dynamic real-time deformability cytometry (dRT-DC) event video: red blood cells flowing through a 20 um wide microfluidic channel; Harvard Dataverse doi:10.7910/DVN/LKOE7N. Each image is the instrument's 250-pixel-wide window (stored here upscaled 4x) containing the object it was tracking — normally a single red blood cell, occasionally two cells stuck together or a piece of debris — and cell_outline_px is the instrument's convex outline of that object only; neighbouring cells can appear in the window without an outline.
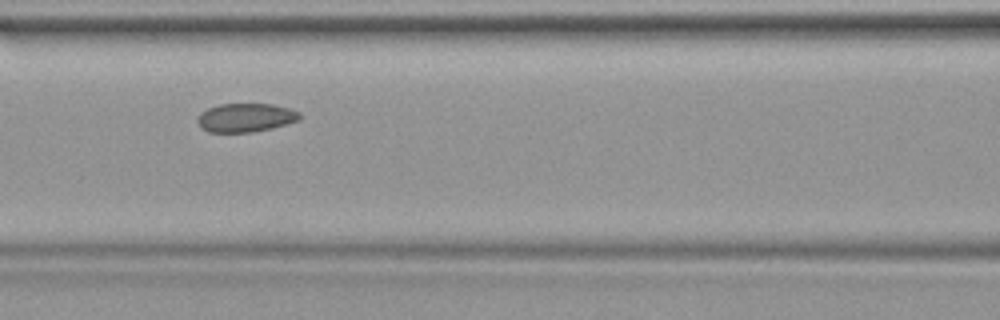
{"species": "common noctule bat (a hibernating species)", "species_latin": "Nyctalus noctula", "temperature_condition": "warm", "stored_images_in_passage": 29, "camera_frame_rate_fps": 3000, "um_per_image_px": 0.085, "animal": {"sex": "female", "body_mass_g": 19.9}, "frame": {"image": 1, "passage_image": 13, "time_ms": 4.0, "image_size_px": [1000, 320], "cell_outline_px": [[300, 120], [272, 128], [252, 132], [208, 132], [200, 128], [196, 120], [196, 116], [200, 112], [208, 108], [220, 104], [272, 104], [288, 108], [300, 112]], "centroid_in_image_um": [20.84, 10.0], "position_along_channel_um": 145.8, "area_um2": 17.22}}